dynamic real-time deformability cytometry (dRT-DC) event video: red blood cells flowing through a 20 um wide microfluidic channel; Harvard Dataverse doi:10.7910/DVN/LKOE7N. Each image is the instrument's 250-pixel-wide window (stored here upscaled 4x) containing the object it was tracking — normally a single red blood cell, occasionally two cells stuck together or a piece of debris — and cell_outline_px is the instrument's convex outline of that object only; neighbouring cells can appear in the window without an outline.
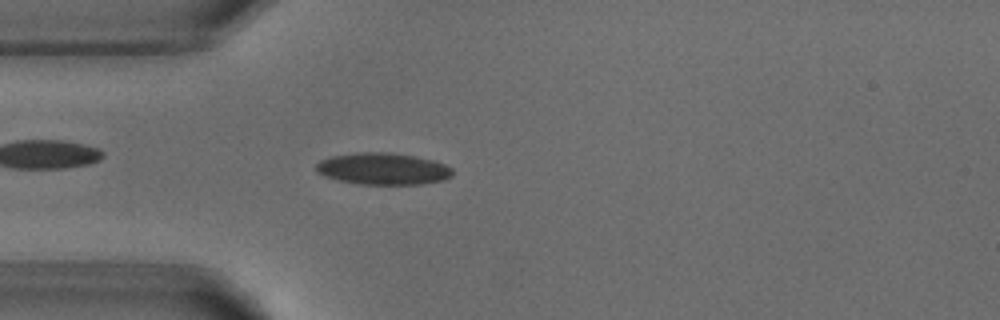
{"species": "common noctule bat (a hibernating species)", "species_latin": "Nyctalus noctula", "temperature_condition": "warm", "stored_images_in_passage": 5, "camera_frame_rate_fps": 3000, "um_per_image_px": 0.085, "animal": {"sex": "male", "body_mass_g": 18.8}, "frame": {"image": 1, "passage_image": 5, "time_ms": 5.0, "image_size_px": [1000, 320], "cell_outline_px": [[452, 176], [444, 180], [420, 184], [360, 184], [336, 180], [324, 176], [316, 172], [316, 164], [320, 160], [332, 156], [364, 152], [388, 152], [412, 156], [432, 160], [444, 164], [452, 168]], "centroid_in_image_um": [32.53, 14.35], "position_along_channel_um": 52.5, "area_um2": 25.14}}